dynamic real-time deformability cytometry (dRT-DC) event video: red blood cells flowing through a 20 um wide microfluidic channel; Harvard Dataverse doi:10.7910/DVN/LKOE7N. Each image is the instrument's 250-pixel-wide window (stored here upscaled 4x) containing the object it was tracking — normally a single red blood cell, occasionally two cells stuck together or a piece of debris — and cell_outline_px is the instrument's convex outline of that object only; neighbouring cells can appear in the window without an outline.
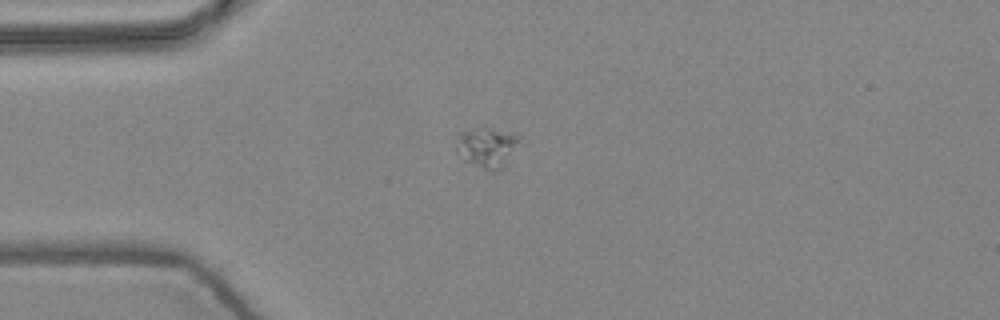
{"species": "common noctule bat (a hibernating species)", "species_latin": "Nyctalus noctula", "temperature_condition": "warm", "stored_images_in_passage": 3, "camera_frame_rate_fps": 3000, "um_per_image_px": 0.085, "animal": {"sex": "female", "body_mass_g": 24.6, "forearm_length_mm": 56.2}, "frame": {"image": 1, "passage_image": 1, "time_ms": 0.0, "image_size_px": [1000, 320], "cell_outline_px": [[528, 144], [500, 172], [492, 172], [464, 160], [456, 152], [456, 148], [460, 132], [476, 128], [488, 128], [508, 132], [520, 136], [528, 140]], "centroid_in_image_um": [41.62, 12.56], "position_along_channel_um": 43.4, "area_um2": 15.95}}
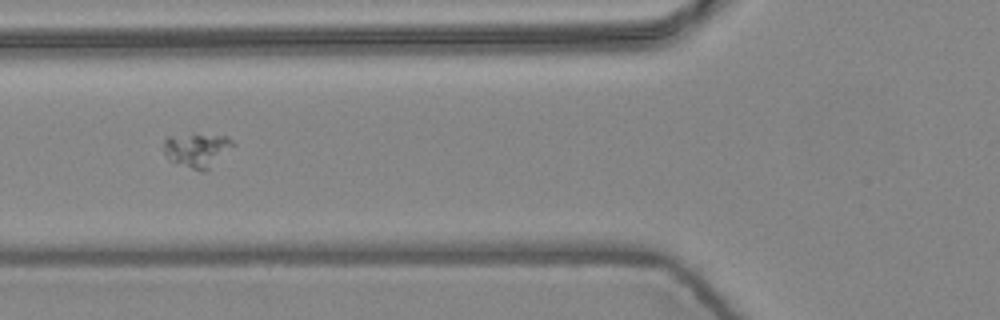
{"frame": {"image": 2, "passage_image": 3, "time_ms": 0.667, "image_size_px": [1000, 320], "cell_outline_px": [[236, 144], [204, 172], [200, 172], [168, 160], [164, 152], [164, 140], [168, 136], [192, 132], [228, 136]], "centroid_in_image_um": [16.73, 12.71], "position_along_channel_um": 109.1, "area_um2": 14.22}}